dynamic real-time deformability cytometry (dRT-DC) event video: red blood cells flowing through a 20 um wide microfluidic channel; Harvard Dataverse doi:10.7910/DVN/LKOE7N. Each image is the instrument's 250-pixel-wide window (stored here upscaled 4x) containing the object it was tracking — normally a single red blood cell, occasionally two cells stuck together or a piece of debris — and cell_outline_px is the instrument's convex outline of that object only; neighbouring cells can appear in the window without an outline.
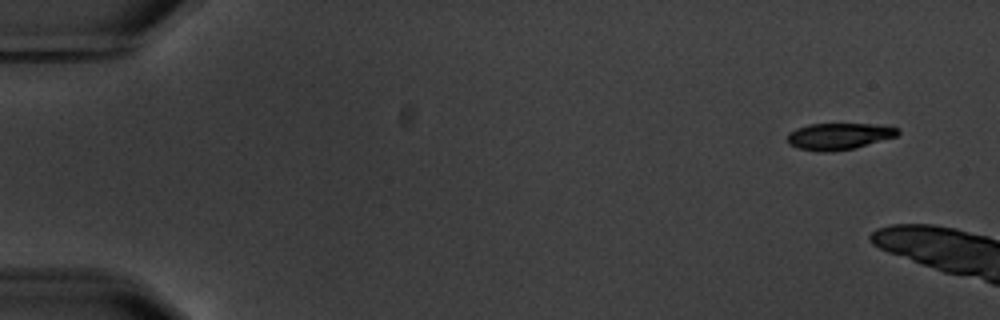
{"species": "common noctule bat (a hibernating species)", "species_latin": "Nyctalus noctula", "temperature_condition": "warm", "stored_images_in_passage": 3, "camera_frame_rate_fps": 3000, "um_per_image_px": 0.085, "animal": {"sex": "male", "body_mass_g": 20.1, "forearm_length_mm": 53.5}, "frame": {"image": 1, "passage_image": 1, "time_ms": 0.0, "image_size_px": [1000, 320], "cell_outline_px": [[900, 132], [896, 136], [856, 148], [832, 152], [816, 152], [796, 148], [788, 144], [788, 132], [796, 128], [808, 124], [876, 124], [896, 128]], "centroid_in_image_um": [71.25, 11.6], "position_along_channel_um": 13.8, "area_um2": 17.28}}